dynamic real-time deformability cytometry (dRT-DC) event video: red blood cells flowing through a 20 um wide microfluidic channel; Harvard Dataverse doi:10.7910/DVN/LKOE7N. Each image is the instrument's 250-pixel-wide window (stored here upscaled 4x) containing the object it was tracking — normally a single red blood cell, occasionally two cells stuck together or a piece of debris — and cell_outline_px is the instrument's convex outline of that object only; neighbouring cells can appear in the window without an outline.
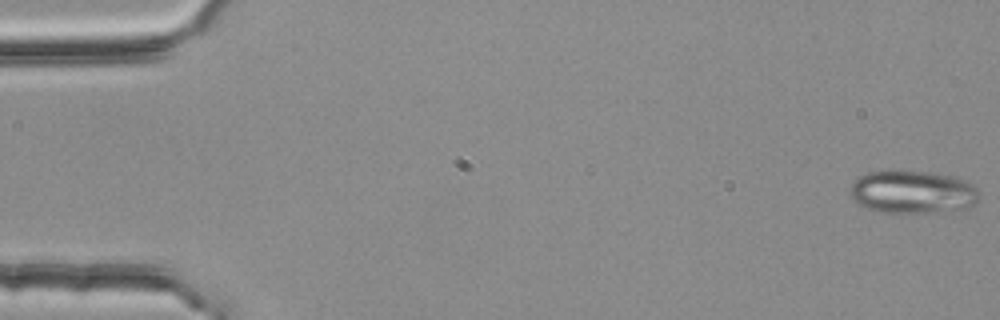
{"species": "common noctule bat (a hibernating species)", "species_latin": "Nyctalus noctula", "temperature_condition": "room temperature", "stored_images_in_passage": 54, "camera_frame_rate_fps": 3000, "um_per_image_px": 0.085, "animal": {"sex": "female", "body_mass_g": 25.1}, "frame": {"image": 1, "passage_image": 1, "time_ms": 0.0, "image_size_px": [1000, 320], "cell_outline_px": [[980, 196], [968, 208], [936, 212], [880, 212], [856, 204], [848, 192], [852, 184], [860, 176], [868, 172], [888, 168], [900, 168], [928, 172], [952, 176], [964, 180], [972, 184], [980, 192]], "centroid_in_image_um": [77.52, 16.28], "position_along_channel_um": 7.5, "area_um2": 32.95}}
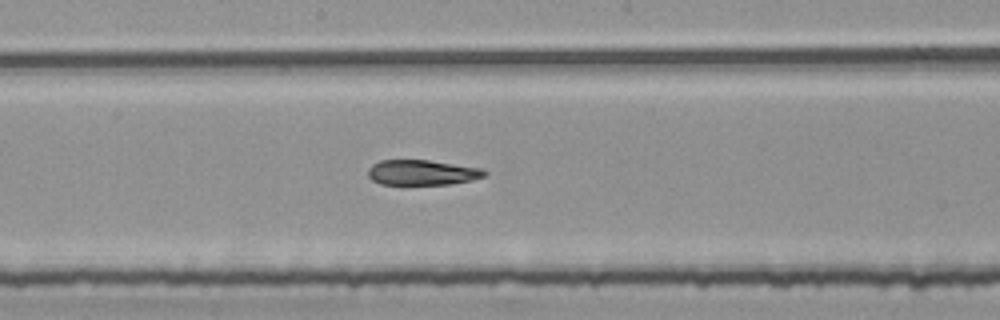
{"frame": {"image": 2, "passage_image": 29, "time_ms": 9.333, "image_size_px": [1000, 320], "cell_outline_px": [[488, 172], [484, 176], [472, 180], [452, 184], [380, 184], [372, 180], [368, 176], [368, 168], [372, 164], [380, 160], [428, 160], [484, 168]], "centroid_in_image_um": [35.89, 14.66], "position_along_channel_um": 212.3, "area_um2": 17.22}}
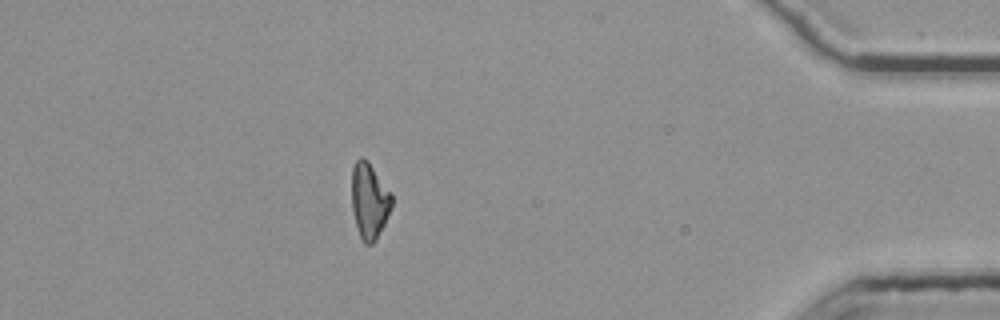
{"frame": {"image": 3, "passage_image": 48, "time_ms": 15.667, "image_size_px": [1000, 320], "cell_outline_px": [[392, 204], [384, 224], [376, 240], [372, 244], [364, 244], [360, 236], [356, 224], [352, 208], [352, 168], [356, 160], [360, 156], [364, 156], [368, 160], [392, 192]], "centroid_in_image_um": [31.4, 17.02], "position_along_channel_um": 403.8, "area_um2": 17.8}, "authors_computed_cell_mechanics": {"area_um2": 18.785, "velocity_mm_per_s": 3.8016, "shape_relaxation_time_tau1_ms": null, "shape_relaxation_time_tau2_ms": 7.2042, "deformation_change_tau1": null, "deformation_change_tau2": 0.1432}}